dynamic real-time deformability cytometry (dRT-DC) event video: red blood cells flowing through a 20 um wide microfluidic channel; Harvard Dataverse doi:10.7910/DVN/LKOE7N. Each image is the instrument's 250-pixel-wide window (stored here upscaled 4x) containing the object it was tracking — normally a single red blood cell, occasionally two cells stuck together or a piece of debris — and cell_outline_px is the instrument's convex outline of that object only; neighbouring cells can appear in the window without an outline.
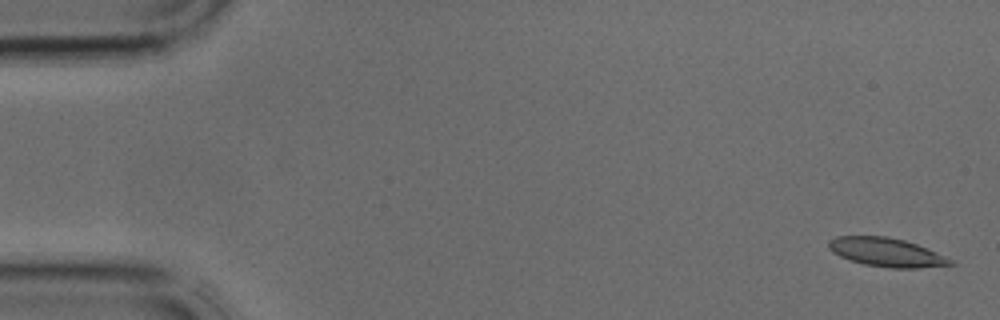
{"species": "common noctule bat (a hibernating species)", "species_latin": "Nyctalus noctula", "temperature_condition": "cold", "stored_images_in_passage": 39, "camera_frame_rate_fps": 3000, "um_per_image_px": 0.085, "animal": {"sex": "male", "body_mass_g": 17.9, "forearm_length_mm": 54.2}, "frame": {"image": 1, "passage_image": 1, "time_ms": 0.0, "image_size_px": [1000, 320], "cell_outline_px": [[956, 264], [920, 268], [892, 268], [864, 264], [840, 256], [832, 252], [828, 248], [828, 240], [836, 236], [888, 236], [904, 240], [928, 248], [956, 260]], "centroid_in_image_um": [75.4, 21.44], "position_along_channel_um": 9.6, "area_um2": 20.58}}
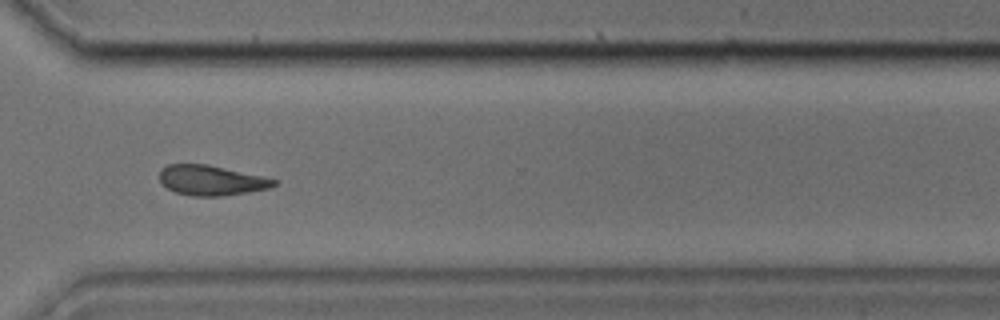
{"frame": {"image": 2, "passage_image": 29, "time_ms": 9.333, "image_size_px": [1000, 320], "cell_outline_px": [[280, 180], [276, 184], [268, 188], [248, 192], [224, 196], [192, 196], [176, 192], [160, 184], [160, 168], [168, 164], [208, 164], [264, 176]], "centroid_in_image_um": [17.96, 15.32], "position_along_channel_um": 352.6, "area_um2": 20.23}}
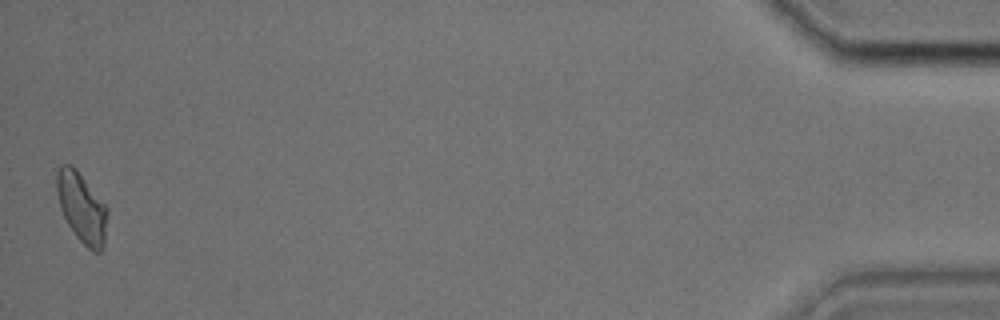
{"frame": {"image": 3, "passage_image": 39, "time_ms": 12.667, "image_size_px": [1000, 320], "cell_outline_px": [[108, 212], [104, 248], [100, 252], [92, 252], [76, 236], [68, 224], [60, 208], [56, 188], [56, 172], [60, 164], [72, 164], [76, 168], [108, 208]], "centroid_in_image_um": [6.95, 17.64], "position_along_channel_um": 428.2, "area_um2": 20.81}}